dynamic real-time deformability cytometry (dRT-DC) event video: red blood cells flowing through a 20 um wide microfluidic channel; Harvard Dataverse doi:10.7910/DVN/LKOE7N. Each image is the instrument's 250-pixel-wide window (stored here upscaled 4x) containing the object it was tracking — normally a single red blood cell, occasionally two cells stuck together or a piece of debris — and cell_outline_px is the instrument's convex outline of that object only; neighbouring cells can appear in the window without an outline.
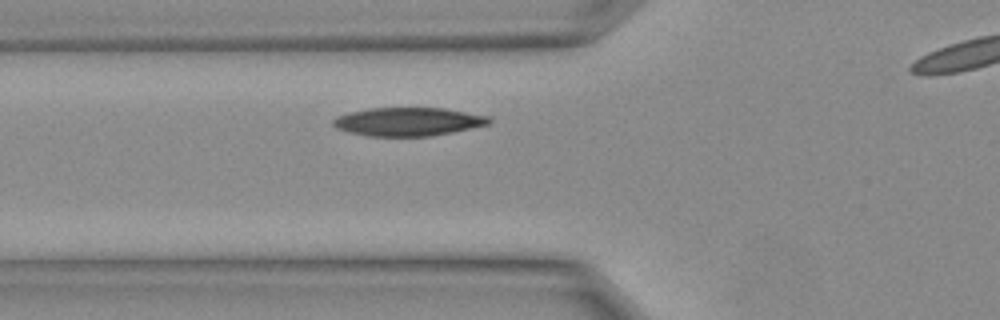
{"species": "Egyptian fruit bat (a non-hibernating species)", "species_latin": "Rousettus aegyptiacus", "temperature_condition": "warm", "stored_images_in_passage": 7, "camera_frame_rate_fps": 3000, "um_per_image_px": 0.085, "animal": {"sex": "female"}, "frame": {"image": 1, "passage_image": 5, "time_ms": 1.333, "image_size_px": [1000, 320], "cell_outline_px": [[492, 120], [488, 124], [452, 132], [428, 136], [368, 136], [348, 132], [336, 128], [332, 124], [332, 120], [336, 116], [348, 112], [372, 108], [444, 108], [492, 116]], "centroid_in_image_um": [34.68, 10.33], "position_along_channel_um": 91.1, "area_um2": 25.89}}